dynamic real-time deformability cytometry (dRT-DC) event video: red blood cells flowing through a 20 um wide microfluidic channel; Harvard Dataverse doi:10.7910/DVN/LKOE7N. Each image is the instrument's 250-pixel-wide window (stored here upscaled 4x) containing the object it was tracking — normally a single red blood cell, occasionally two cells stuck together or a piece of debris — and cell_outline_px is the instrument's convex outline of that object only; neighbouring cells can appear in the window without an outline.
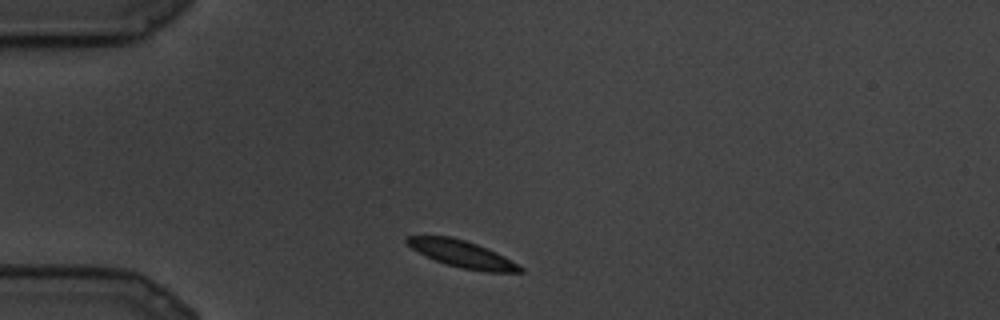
{"species": "common noctule bat (a hibernating species)", "species_latin": "Nyctalus noctula", "temperature_condition": "cold", "stored_images_in_passage": 8, "camera_frame_rate_fps": 3000, "um_per_image_px": 0.085, "animal": {"sex": "male", "body_mass_g": 19.5, "forearm_length_mm": 54.6}, "frame": {"image": 1, "passage_image": 1, "time_ms": 0.0, "image_size_px": [1000, 320], "cell_outline_px": [[524, 272], [484, 272], [460, 268], [444, 264], [412, 248], [404, 240], [404, 236], [452, 236], [476, 244], [496, 252], [512, 260], [524, 268]], "centroid_in_image_um": [39.31, 21.6], "position_along_channel_um": 45.7, "area_um2": 17.69}}
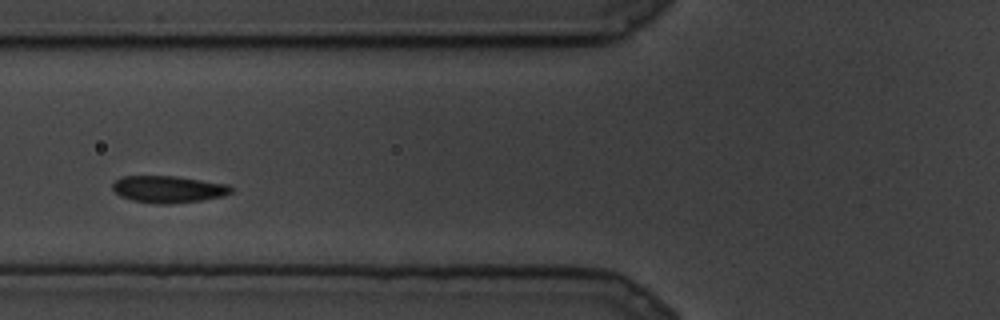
{"frame": {"image": 2, "passage_image": 5, "time_ms": 1.333, "image_size_px": [1000, 320], "cell_outline_px": [[232, 192], [220, 196], [200, 200], [168, 204], [160, 204], [132, 200], [120, 196], [112, 188], [112, 184], [120, 176], [176, 176], [228, 184], [232, 188]], "centroid_in_image_um": [14.27, 16.07], "position_along_channel_um": 111.5, "area_um2": 18.44}}
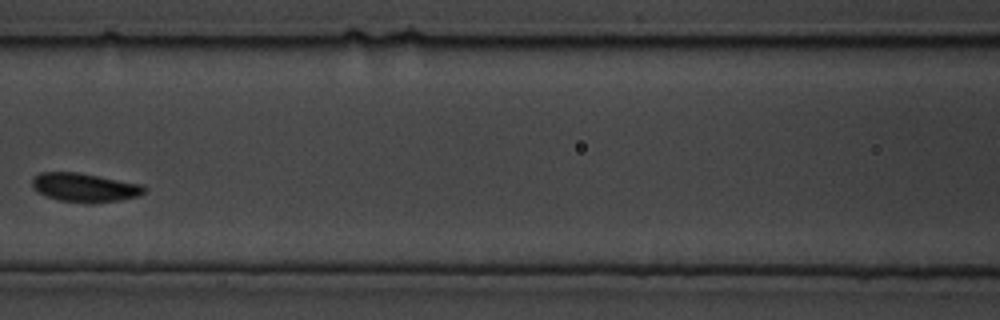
{"frame": {"image": 3, "passage_image": 7, "time_ms": 2.0, "image_size_px": [1000, 320], "cell_outline_px": [[144, 192], [136, 196], [116, 200], [92, 204], [60, 200], [44, 196], [36, 192], [32, 188], [32, 176], [40, 172], [76, 172], [100, 176], [144, 184]], "centroid_in_image_um": [7.13, 15.93], "position_along_channel_um": 159.5, "area_um2": 18.96}}